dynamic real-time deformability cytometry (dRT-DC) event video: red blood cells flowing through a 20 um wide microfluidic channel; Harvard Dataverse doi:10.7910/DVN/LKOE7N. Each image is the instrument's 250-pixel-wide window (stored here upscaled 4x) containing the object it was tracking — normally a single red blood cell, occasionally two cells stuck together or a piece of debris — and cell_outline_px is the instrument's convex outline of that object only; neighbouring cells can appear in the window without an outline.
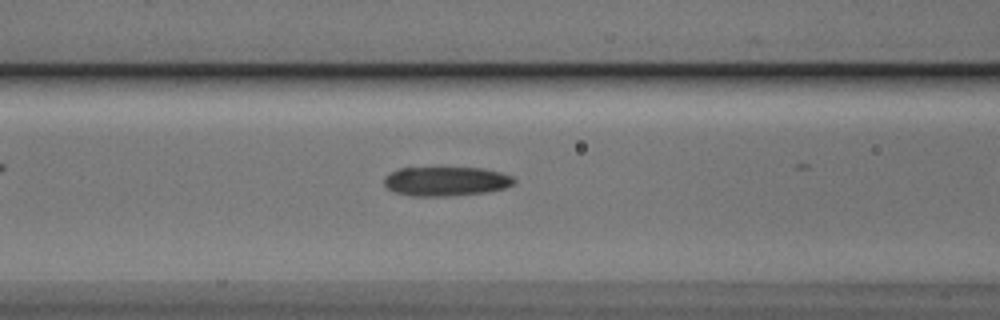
{"species": "Egyptian fruit bat (a non-hibernating species)", "species_latin": "Rousettus aegyptiacus", "temperature_condition": "cold", "stored_images_in_passage": 35, "camera_frame_rate_fps": 3000, "um_per_image_px": 0.085, "animal": {"sex": "male"}, "frame": {"image": 1, "passage_image": 14, "time_ms": 4.333, "image_size_px": [1000, 320], "cell_outline_px": [[516, 180], [512, 184], [504, 188], [488, 192], [448, 196], [412, 196], [396, 192], [388, 188], [384, 184], [384, 176], [388, 172], [400, 168], [484, 168], [500, 172], [512, 176]], "centroid_in_image_um": [37.89, 15.41], "position_along_channel_um": 128.7, "area_um2": 22.2}}
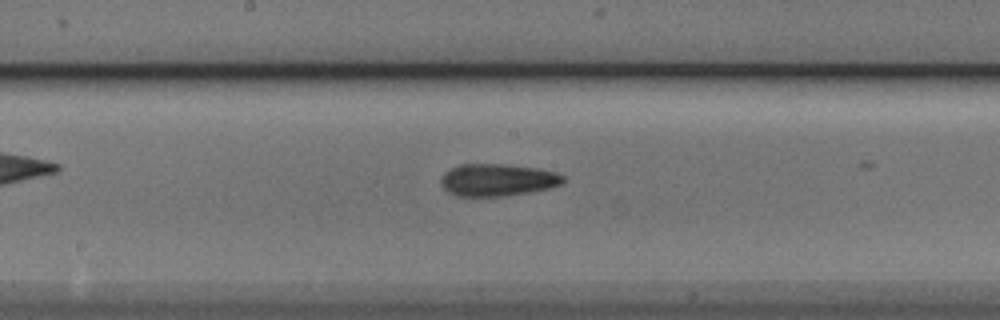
{"frame": {"image": 2, "passage_image": 20, "time_ms": 6.333, "image_size_px": [1000, 320], "cell_outline_px": [[564, 180], [560, 184], [548, 188], [528, 192], [500, 196], [456, 196], [448, 192], [440, 184], [440, 180], [444, 172], [460, 164], [504, 164], [536, 168], [556, 172], [564, 176]], "centroid_in_image_um": [42.25, 15.29], "position_along_channel_um": 206.0, "area_um2": 22.83}}
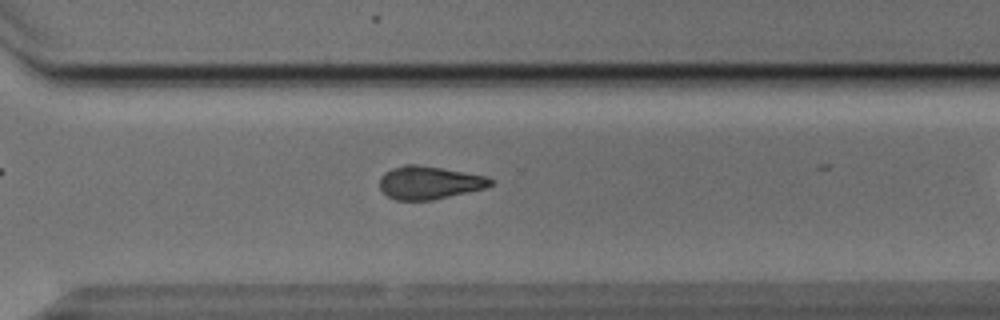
{"frame": {"image": 3, "passage_image": 30, "time_ms": 9.667, "image_size_px": [1000, 320], "cell_outline_px": [[492, 184], [484, 188], [432, 200], [396, 200], [388, 196], [380, 188], [380, 176], [384, 172], [392, 168], [404, 164], [416, 164], [440, 168], [484, 176], [492, 180]], "centroid_in_image_um": [36.42, 15.52], "position_along_channel_um": 334.2, "area_um2": 20.98}}